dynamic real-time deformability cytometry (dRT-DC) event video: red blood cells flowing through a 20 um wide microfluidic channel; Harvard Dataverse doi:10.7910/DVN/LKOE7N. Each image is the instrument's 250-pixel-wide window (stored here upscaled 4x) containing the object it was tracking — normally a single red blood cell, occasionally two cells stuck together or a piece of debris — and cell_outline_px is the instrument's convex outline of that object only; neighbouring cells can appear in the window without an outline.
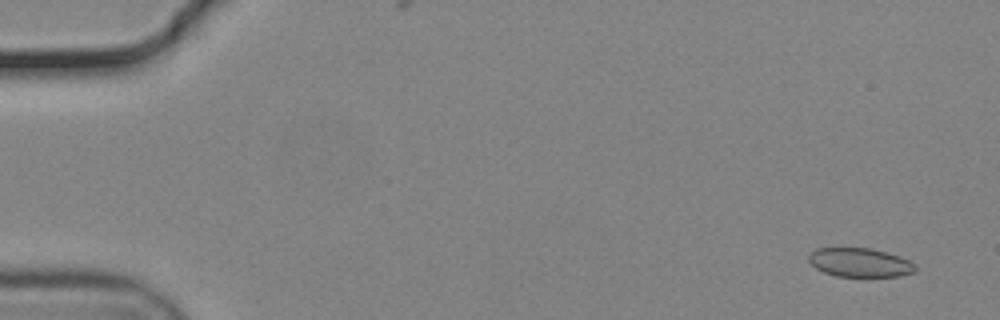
{"species": "common noctule bat (a hibernating species)", "species_latin": "Nyctalus noctula", "temperature_condition": "cold", "stored_images_in_passage": 11, "camera_frame_rate_fps": 3000, "um_per_image_px": 0.085, "animal": {"sex": "male", "body_mass_g": 19.2, "forearm_length_mm": 51.8}, "frame": {"image": 1, "passage_image": 4, "time_ms": 1.0, "image_size_px": [1000, 320], "cell_outline_px": [[916, 268], [912, 272], [900, 276], [836, 276], [824, 272], [816, 268], [808, 260], [808, 256], [816, 248], [872, 248], [888, 252], [900, 256], [916, 264]], "centroid_in_image_um": [73.1, 22.3], "position_along_channel_um": 11.9, "area_um2": 17.92}}